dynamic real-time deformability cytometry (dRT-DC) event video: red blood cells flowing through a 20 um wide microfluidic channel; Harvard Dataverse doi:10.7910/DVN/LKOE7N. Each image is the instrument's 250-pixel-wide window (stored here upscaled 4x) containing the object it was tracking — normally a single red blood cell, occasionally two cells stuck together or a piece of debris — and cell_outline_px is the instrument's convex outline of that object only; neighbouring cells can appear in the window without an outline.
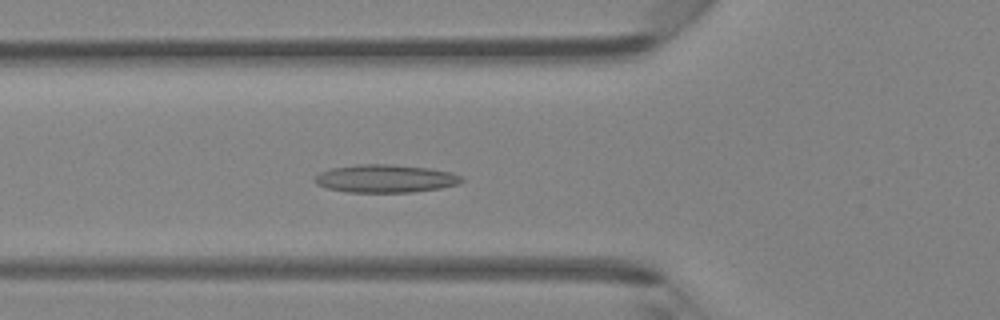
{"species": "Egyptian fruit bat (a non-hibernating species)", "species_latin": "Rousettus aegyptiacus", "temperature_condition": "room temperature", "stored_images_in_passage": 35, "camera_frame_rate_fps": 3000, "um_per_image_px": 0.085, "animal": {"sex": "female"}, "frame": {"image": 1, "passage_image": 6, "time_ms": 1.667, "image_size_px": [1000, 320], "cell_outline_px": [[464, 180], [456, 184], [440, 188], [412, 192], [348, 192], [328, 188], [316, 184], [312, 180], [320, 172], [332, 168], [356, 164], [392, 164], [428, 168], [452, 172], [460, 176]], "centroid_in_image_um": [32.73, 15.17], "position_along_channel_um": 93.1, "area_um2": 23.87}}
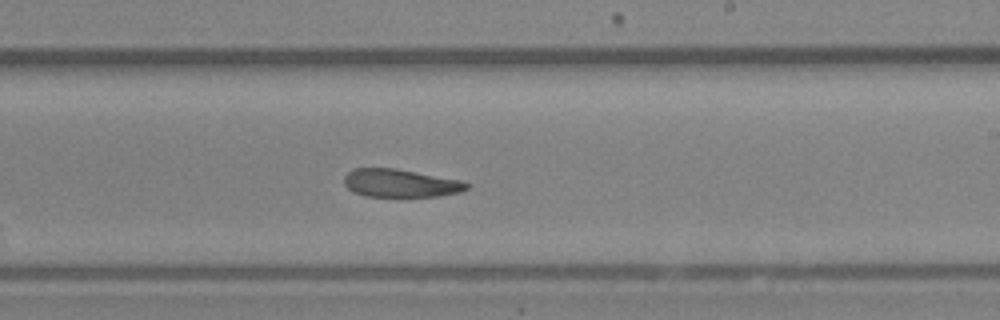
{"frame": {"image": 2, "passage_image": 17, "time_ms": 5.333, "image_size_px": [1000, 320], "cell_outline_px": [[468, 188], [460, 192], [440, 196], [364, 196], [348, 188], [344, 184], [344, 176], [352, 168], [396, 168], [464, 180], [468, 184]], "centroid_in_image_um": [34.06, 15.55], "position_along_channel_um": 254.9, "area_um2": 20.11}}
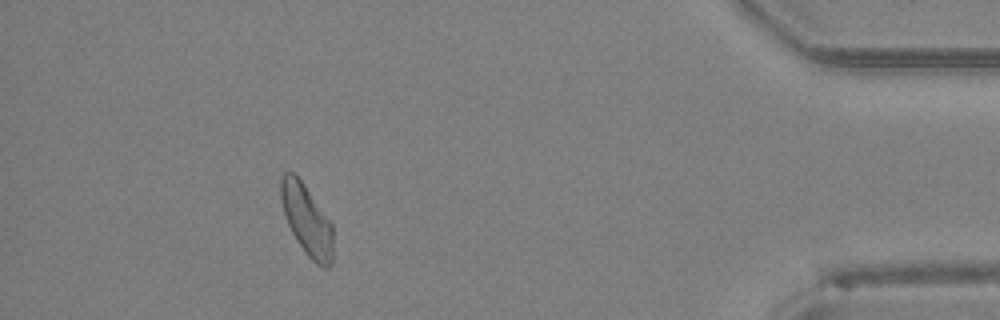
{"frame": {"image": 3, "passage_image": 31, "time_ms": 10.0, "image_size_px": [1000, 320], "cell_outline_px": [[332, 264], [328, 268], [324, 268], [316, 264], [308, 256], [296, 240], [288, 224], [280, 200], [280, 176], [284, 172], [292, 172], [300, 180], [332, 224]], "centroid_in_image_um": [26.06, 18.72], "position_along_channel_um": 409.1, "area_um2": 21.15}}